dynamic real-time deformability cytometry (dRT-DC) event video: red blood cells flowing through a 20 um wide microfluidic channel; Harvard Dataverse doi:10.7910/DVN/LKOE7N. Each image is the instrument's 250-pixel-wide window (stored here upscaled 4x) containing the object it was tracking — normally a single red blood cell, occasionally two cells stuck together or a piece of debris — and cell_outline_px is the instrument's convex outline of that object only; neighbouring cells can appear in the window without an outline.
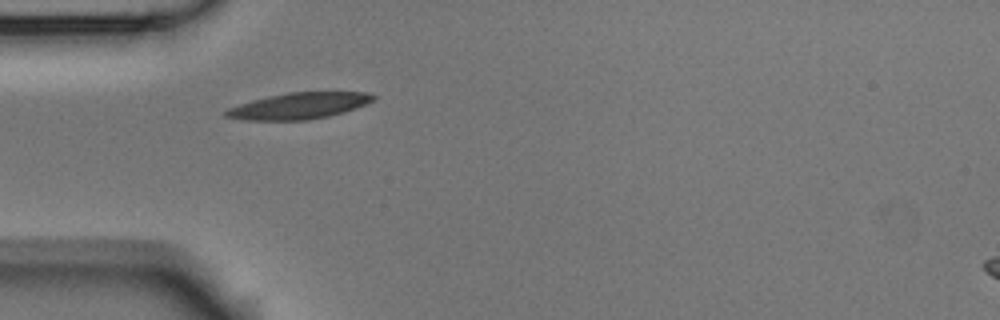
{"species": "Egyptian fruit bat (a non-hibernating species)", "species_latin": "Rousettus aegyptiacus", "temperature_condition": "room temperature", "stored_images_in_passage": 2, "camera_frame_rate_fps": 3000, "um_per_image_px": 0.085, "animal": {"sex": "male"}, "frame": {"image": 1, "passage_image": 1, "time_ms": 0.0, "image_size_px": [1000, 320], "cell_outline_px": [[376, 96], [372, 100], [356, 108], [344, 112], [328, 116], [308, 120], [244, 120], [224, 116], [224, 112], [228, 108], [252, 100], [268, 96], [288, 92], [368, 92]], "centroid_in_image_um": [25.39, 9.0], "position_along_channel_um": 59.6, "area_um2": 22.43}}
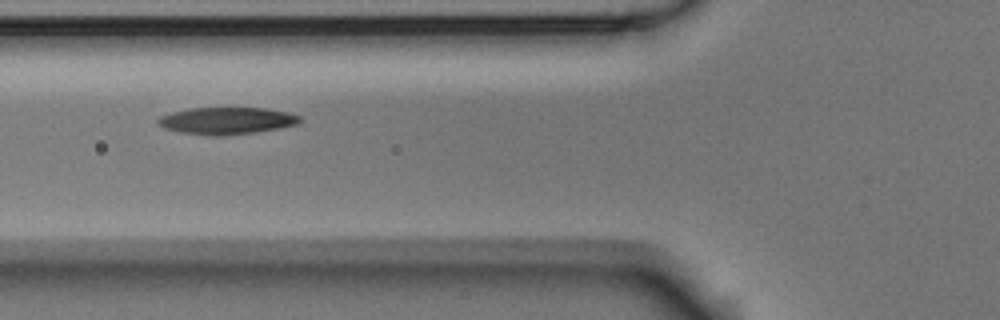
{"frame": {"image": 2, "passage_image": 2, "time_ms": 0.333, "image_size_px": [1000, 320], "cell_outline_px": [[300, 124], [280, 128], [256, 132], [216, 136], [180, 132], [164, 128], [156, 120], [160, 116], [172, 112], [188, 108], [268, 108], [288, 112], [300, 116]], "centroid_in_image_um": [19.3, 10.25], "position_along_channel_um": 106.5, "area_um2": 22.31}}